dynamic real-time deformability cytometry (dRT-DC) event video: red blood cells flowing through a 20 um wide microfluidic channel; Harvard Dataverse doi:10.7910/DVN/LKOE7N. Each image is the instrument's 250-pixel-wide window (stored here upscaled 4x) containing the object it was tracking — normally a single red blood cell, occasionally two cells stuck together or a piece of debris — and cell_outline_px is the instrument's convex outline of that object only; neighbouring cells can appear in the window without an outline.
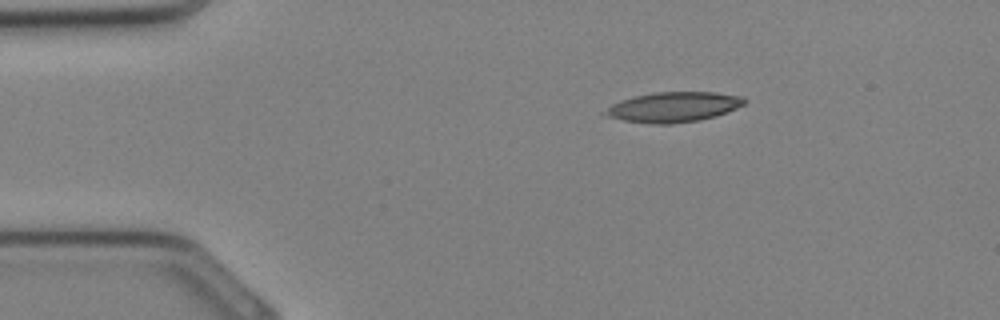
{"species": "Egyptian fruit bat (a non-hibernating species)", "species_latin": "Rousettus aegyptiacus", "temperature_condition": "cold", "stored_images_in_passage": 28, "camera_frame_rate_fps": 3000, "um_per_image_px": 0.085, "animal": {"sex": "female"}, "frame": {"image": 1, "passage_image": 1, "time_ms": 0.0, "image_size_px": [1000, 320], "cell_outline_px": [[748, 100], [744, 104], [736, 108], [716, 116], [700, 120], [672, 124], [656, 124], [624, 120], [608, 116], [600, 112], [612, 104], [620, 100], [652, 92], [716, 92], [744, 96]], "centroid_in_image_um": [57.27, 9.09], "position_along_channel_um": 27.7, "area_um2": 24.51}}
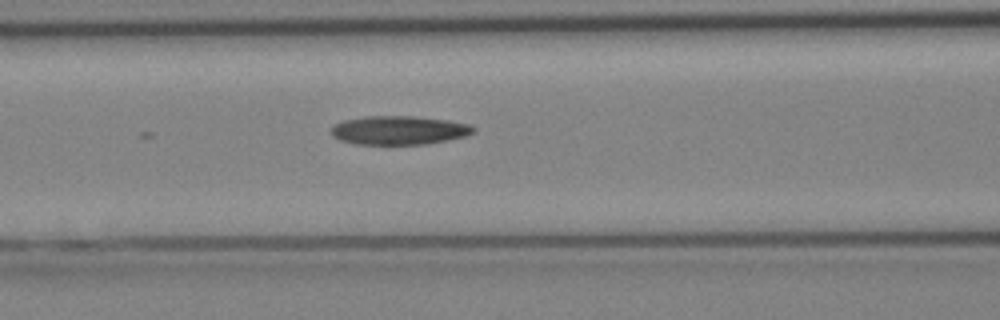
{"frame": {"image": 2, "passage_image": 9, "time_ms": 2.667, "image_size_px": [1000, 320], "cell_outline_px": [[476, 132], [468, 136], [428, 144], [356, 144], [340, 140], [332, 136], [332, 124], [344, 120], [364, 116], [412, 116], [448, 120], [468, 124], [476, 128]], "centroid_in_image_um": [33.94, 11.07], "position_along_channel_um": 132.7, "area_um2": 24.04}}
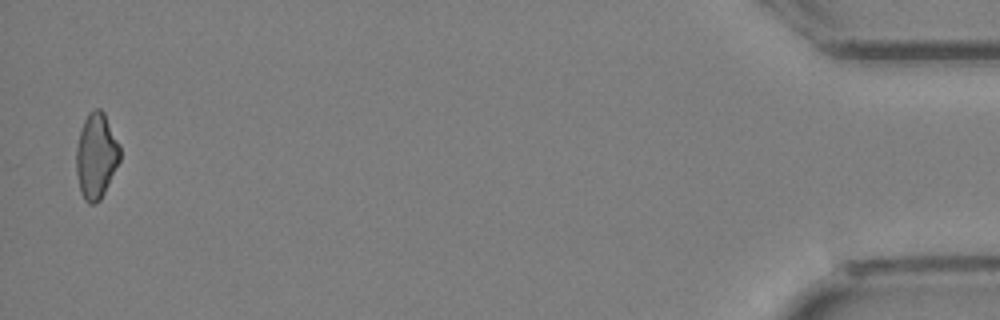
{"frame": {"image": 3, "passage_image": 28, "time_ms": 9.0, "image_size_px": [1000, 320], "cell_outline_px": [[120, 160], [100, 200], [92, 204], [88, 204], [84, 200], [80, 192], [76, 172], [76, 148], [80, 132], [84, 120], [88, 112], [96, 108], [100, 108], [104, 112], [120, 144]], "centroid_in_image_um": [8.17, 13.24], "position_along_channel_um": 427.0, "area_um2": 21.85}}